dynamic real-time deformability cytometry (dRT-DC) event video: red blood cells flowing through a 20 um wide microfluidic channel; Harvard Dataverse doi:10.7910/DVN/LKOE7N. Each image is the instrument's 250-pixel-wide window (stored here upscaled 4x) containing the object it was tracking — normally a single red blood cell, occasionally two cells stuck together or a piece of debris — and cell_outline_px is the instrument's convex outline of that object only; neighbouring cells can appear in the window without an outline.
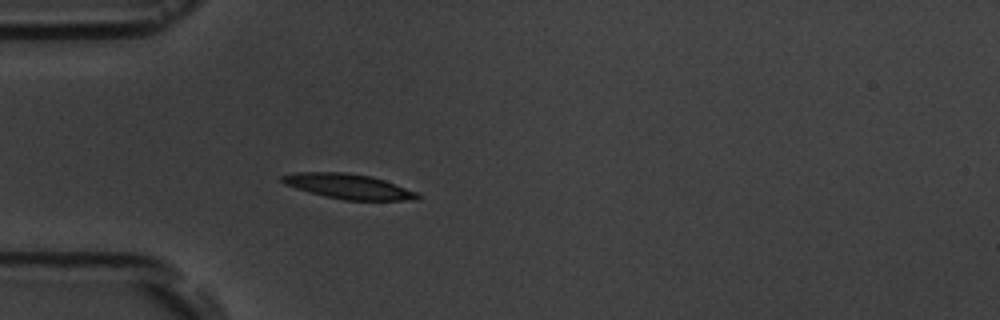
{"species": "common noctule bat (a hibernating species)", "species_latin": "Nyctalus noctula", "temperature_condition": "room temperature", "stored_images_in_passage": 4, "camera_frame_rate_fps": 3000, "um_per_image_px": 0.085, "animal": {"sex": "male", "body_mass_g": 19.5, "forearm_length_mm": 54.6}, "frame": {"image": 1, "passage_image": 4, "time_ms": 3.667, "image_size_px": [1000, 320], "cell_outline_px": [[420, 200], [344, 200], [324, 196], [308, 192], [284, 184], [280, 180], [280, 176], [296, 172], [344, 172], [372, 176], [384, 180], [416, 192], [420, 196]], "centroid_in_image_um": [29.59, 15.84], "position_along_channel_um": 55.4, "area_um2": 19.71}}